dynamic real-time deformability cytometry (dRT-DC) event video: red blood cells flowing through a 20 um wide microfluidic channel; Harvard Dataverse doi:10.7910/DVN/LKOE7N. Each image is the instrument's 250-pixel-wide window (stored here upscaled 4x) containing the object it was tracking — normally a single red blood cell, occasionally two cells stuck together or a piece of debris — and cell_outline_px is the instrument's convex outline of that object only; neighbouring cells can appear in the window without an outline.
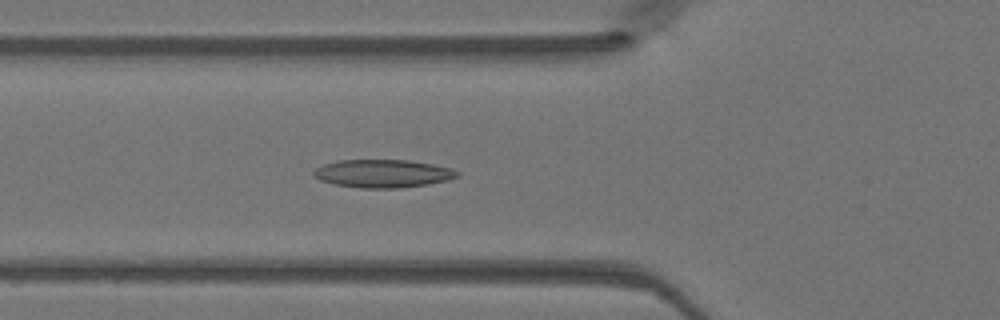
{"species": "Egyptian fruit bat (a non-hibernating species)", "species_latin": "Rousettus aegyptiacus", "temperature_condition": "warm", "stored_images_in_passage": 48, "camera_frame_rate_fps": 3000, "um_per_image_px": 0.085, "animal": {"sex": "female"}, "frame": {"image": 1, "passage_image": 17, "time_ms": 5.333, "image_size_px": [1000, 320], "cell_outline_px": [[460, 176], [448, 180], [428, 184], [400, 188], [360, 188], [332, 184], [320, 180], [312, 176], [312, 172], [316, 168], [324, 164], [336, 160], [408, 160], [432, 164], [452, 168], [460, 172]], "centroid_in_image_um": [32.53, 14.75], "position_along_channel_um": 93.3, "area_um2": 23.7}}
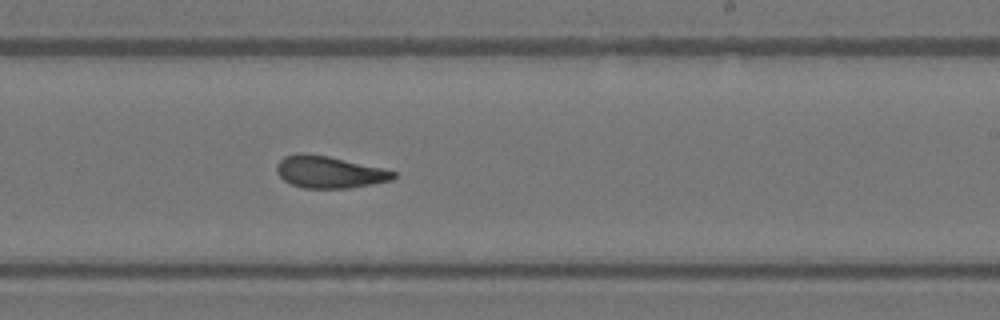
{"frame": {"image": 2, "passage_image": 29, "time_ms": 9.333, "image_size_px": [1000, 320], "cell_outline_px": [[396, 176], [392, 180], [372, 184], [348, 188], [304, 188], [292, 184], [284, 180], [276, 172], [276, 164], [284, 156], [300, 152], [304, 152], [328, 156], [384, 168], [396, 172]], "centroid_in_image_um": [27.98, 14.61], "position_along_channel_um": 261.0, "area_um2": 21.85}}
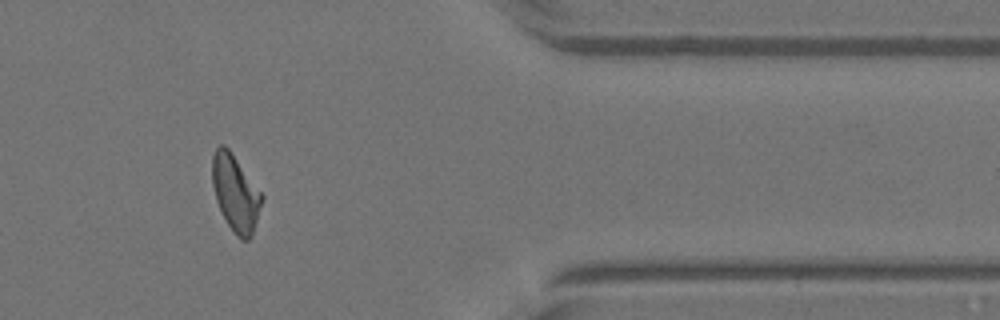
{"frame": {"image": 3, "passage_image": 40, "time_ms": 13.0, "image_size_px": [1000, 320], "cell_outline_px": [[264, 196], [252, 236], [248, 240], [240, 240], [236, 236], [228, 224], [216, 200], [212, 184], [212, 156], [216, 148], [220, 144], [224, 144], [228, 148]], "centroid_in_image_um": [20.01, 16.42], "position_along_channel_um": 391.4, "area_um2": 21.85}}